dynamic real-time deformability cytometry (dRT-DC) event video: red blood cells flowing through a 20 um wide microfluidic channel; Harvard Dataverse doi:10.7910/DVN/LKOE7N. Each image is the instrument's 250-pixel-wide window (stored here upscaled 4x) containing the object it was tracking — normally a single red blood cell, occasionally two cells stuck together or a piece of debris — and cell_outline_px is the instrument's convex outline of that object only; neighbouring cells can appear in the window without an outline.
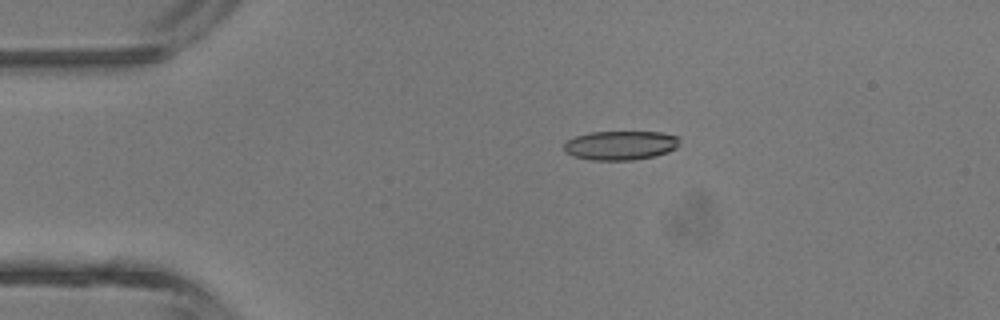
{"species": "common noctule bat (a hibernating species)", "species_latin": "Nyctalus noctula", "temperature_condition": "room temperature", "stored_images_in_passage": 6, "camera_frame_rate_fps": 3000, "um_per_image_px": 0.085, "animal": {"sex": "male", "body_mass_g": 13.3}, "frame": {"image": 1, "passage_image": 3, "time_ms": 2.333, "image_size_px": [1000, 320], "cell_outline_px": [[680, 144], [676, 148], [668, 152], [656, 156], [632, 160], [592, 160], [572, 156], [564, 152], [564, 144], [568, 140], [576, 136], [592, 132], [660, 132], [680, 136]], "centroid_in_image_um": [52.77, 12.36], "position_along_channel_um": 32.2, "area_um2": 19.83}}